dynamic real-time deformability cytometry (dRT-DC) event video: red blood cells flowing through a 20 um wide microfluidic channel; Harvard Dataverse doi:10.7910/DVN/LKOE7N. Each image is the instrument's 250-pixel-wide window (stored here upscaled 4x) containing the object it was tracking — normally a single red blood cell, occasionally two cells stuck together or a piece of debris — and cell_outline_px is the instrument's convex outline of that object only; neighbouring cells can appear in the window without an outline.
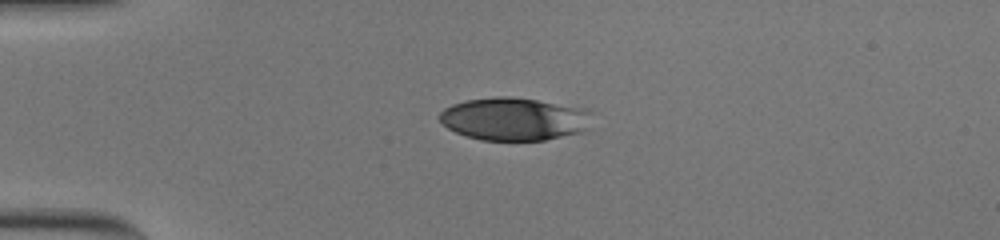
{"species": "human", "species_latin": "Homo sapiens", "temperature_condition": "cold", "stored_images_in_passage": 42, "camera_frame_rate_fps": 3000, "um_per_image_px": 0.085, "donor": {"sex": "male"}, "frame": {"image": 1, "passage_image": 1, "time_ms": 0.0, "image_size_px": [1000, 240], "cell_outline_px": [[592, 112], [584, 132], [544, 140], [480, 140], [456, 132], [448, 128], [440, 120], [440, 112], [444, 108], [452, 104], [464, 100], [496, 96], [508, 96], [536, 100], [588, 108]], "centroid_in_image_um": [43.71, 10.1], "position_along_channel_um": 41.3, "area_um2": 38.15}}
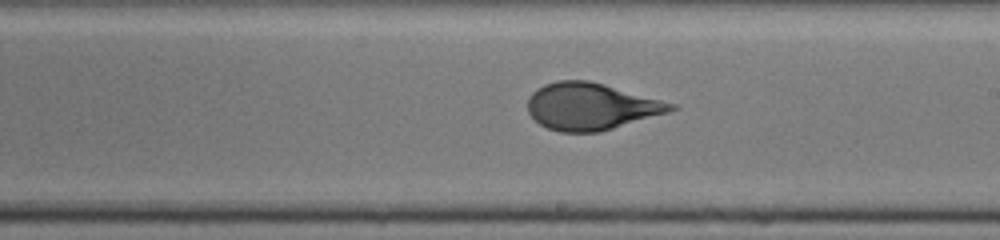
{"frame": {"image": 2, "passage_image": 20, "time_ms": 6.333, "image_size_px": [1000, 240], "cell_outline_px": [[680, 108], [668, 112], [600, 132], [560, 132], [548, 128], [540, 124], [528, 112], [528, 96], [536, 88], [544, 84], [556, 80], [588, 80], [604, 84], [676, 104]], "centroid_in_image_um": [50.21, 9.04], "position_along_channel_um": 238.8, "area_um2": 39.07}}
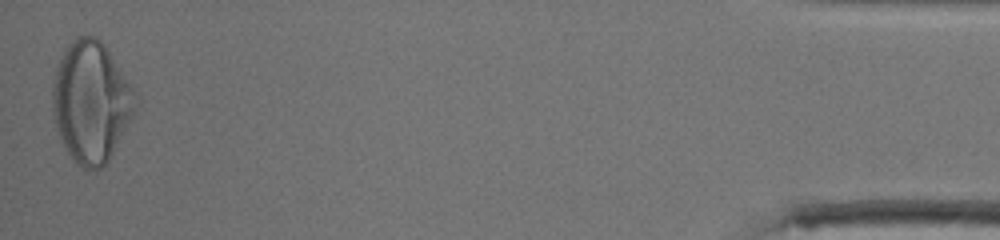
{"frame": {"image": 3, "passage_image": 42, "time_ms": 13.667, "image_size_px": [1000, 240], "cell_outline_px": [[140, 100], [108, 164], [96, 172], [84, 168], [76, 164], [60, 140], [56, 128], [52, 112], [52, 84], [56, 68], [64, 48], [76, 36], [96, 36], [104, 44]], "centroid_in_image_um": [7.73, 8.7], "position_along_channel_um": 427.5, "area_um2": 58.9}, "authors_computed_cell_mechanics": {"area_um2": 39.5063, "velocity_mm_per_s": 3.6844, "shape_relaxation_time_tau1_ms": 4.927, "shape_relaxation_time_tau2_ms": null, "deformation_change_tau1": 0.1917, "deformation_change_tau2": null}}